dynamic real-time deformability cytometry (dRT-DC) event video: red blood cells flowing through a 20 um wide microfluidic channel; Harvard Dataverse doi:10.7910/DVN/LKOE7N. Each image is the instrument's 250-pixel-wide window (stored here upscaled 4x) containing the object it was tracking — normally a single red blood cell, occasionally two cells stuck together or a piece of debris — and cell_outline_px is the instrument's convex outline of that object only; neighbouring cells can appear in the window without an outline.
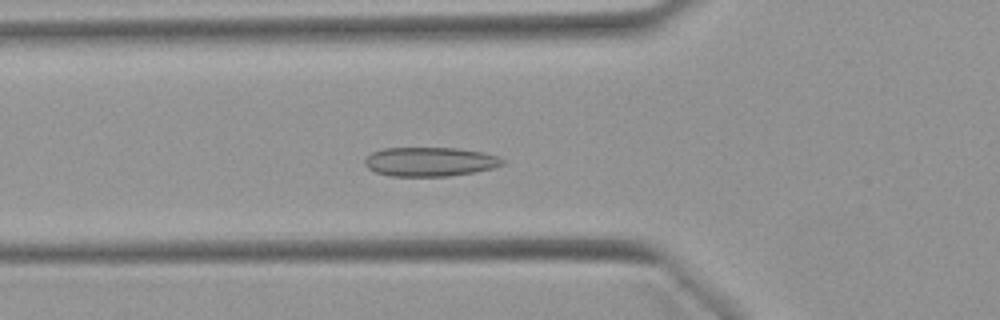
{"species": "Egyptian fruit bat (a non-hibernating species)", "species_latin": "Rousettus aegyptiacus", "temperature_condition": "warm", "stored_images_in_passage": 53, "camera_frame_rate_fps": 3000, "um_per_image_px": 0.085, "animal": {"sex": "female"}, "frame": {"image": 1, "passage_image": 19, "time_ms": 6.0, "image_size_px": [1000, 320], "cell_outline_px": [[504, 164], [492, 168], [472, 172], [448, 176], [392, 176], [376, 172], [368, 168], [364, 164], [364, 160], [372, 152], [384, 148], [456, 148], [484, 152], [496, 156], [504, 160]], "centroid_in_image_um": [36.53, 13.74], "position_along_channel_um": 89.3, "area_um2": 23.24}}
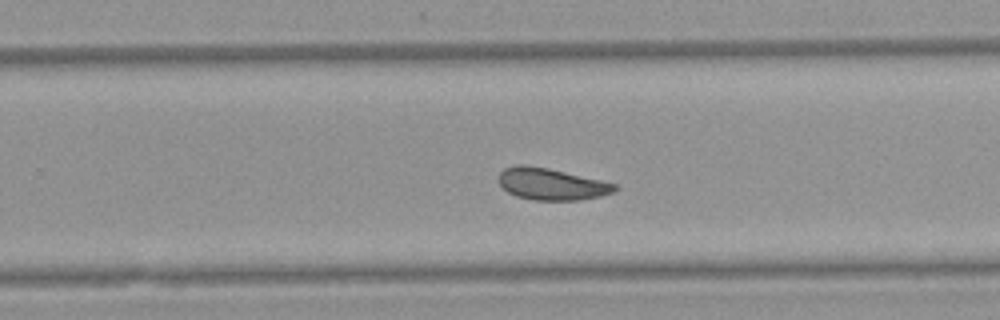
{"frame": {"image": 2, "passage_image": 34, "time_ms": 11.0, "image_size_px": [1000, 320], "cell_outline_px": [[620, 188], [612, 192], [600, 196], [580, 200], [532, 200], [516, 196], [508, 192], [496, 180], [500, 172], [504, 168], [516, 164], [528, 164], [548, 168], [600, 180], [616, 184]], "centroid_in_image_um": [46.82, 15.64], "position_along_channel_um": 283.0, "area_um2": 21.62}}
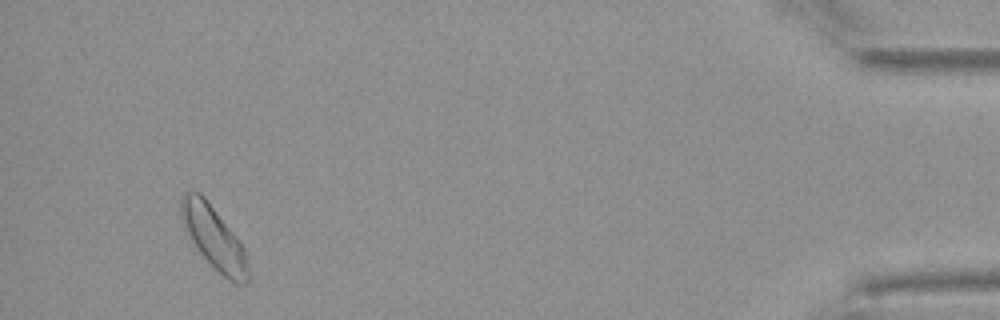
{"frame": {"image": 3, "passage_image": 50, "time_ms": 16.333, "image_size_px": [1000, 320], "cell_outline_px": [[248, 280], [244, 284], [236, 284], [228, 280], [200, 252], [188, 236], [184, 228], [180, 216], [180, 196], [184, 192], [200, 192], [204, 196], [236, 236], [244, 248], [248, 260]], "centroid_in_image_um": [18.16, 20.17], "position_along_channel_um": 417.0, "area_um2": 24.28}, "authors_computed_cell_mechanics": {"area_um2": 22.8888, "velocity_mm_per_s": 3.8855, "shape_relaxation_time_tau1_ms": 5.9105, "shape_relaxation_time_tau2_ms": 2.9948, "deformation_change_tau1": 0.1151, "deformation_change_tau2": 0.0791}}